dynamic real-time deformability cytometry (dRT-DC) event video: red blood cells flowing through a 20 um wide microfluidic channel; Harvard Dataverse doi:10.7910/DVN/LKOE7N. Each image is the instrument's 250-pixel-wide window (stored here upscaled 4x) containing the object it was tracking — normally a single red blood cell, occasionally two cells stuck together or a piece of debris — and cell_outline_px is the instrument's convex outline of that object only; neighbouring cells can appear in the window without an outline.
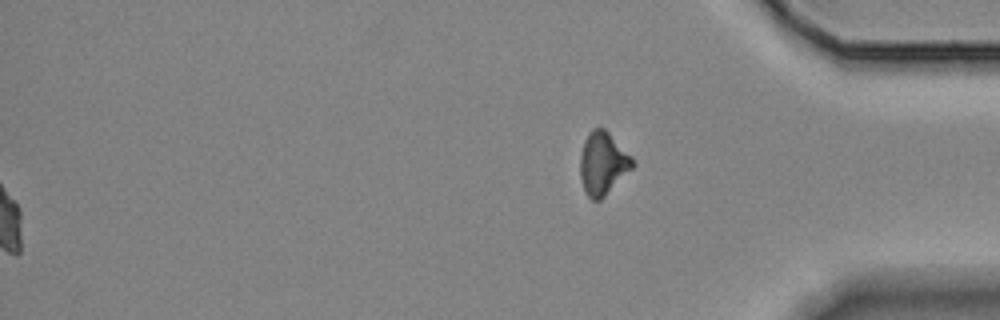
{"species": "Egyptian fruit bat (a non-hibernating species)", "species_latin": "Rousettus aegyptiacus", "temperature_condition": "room temperature", "stored_images_in_passage": 47, "segment_of_instrument_passage": [2, 2], "camera_frame_rate_fps": 3000, "um_per_image_px": 0.085, "animal": {"sex": "female"}, "frame": {"image": 1, "passage_image": 47, "time_ms": 15.333, "image_size_px": [1000, 320], "cell_outline_px": [[636, 164], [600, 200], [592, 200], [588, 196], [584, 188], [580, 176], [580, 156], [584, 140], [588, 132], [592, 128], [604, 128], [632, 156]], "centroid_in_image_um": [51.24, 13.86], "position_along_channel_um": 384.0, "area_um2": 19.02}}